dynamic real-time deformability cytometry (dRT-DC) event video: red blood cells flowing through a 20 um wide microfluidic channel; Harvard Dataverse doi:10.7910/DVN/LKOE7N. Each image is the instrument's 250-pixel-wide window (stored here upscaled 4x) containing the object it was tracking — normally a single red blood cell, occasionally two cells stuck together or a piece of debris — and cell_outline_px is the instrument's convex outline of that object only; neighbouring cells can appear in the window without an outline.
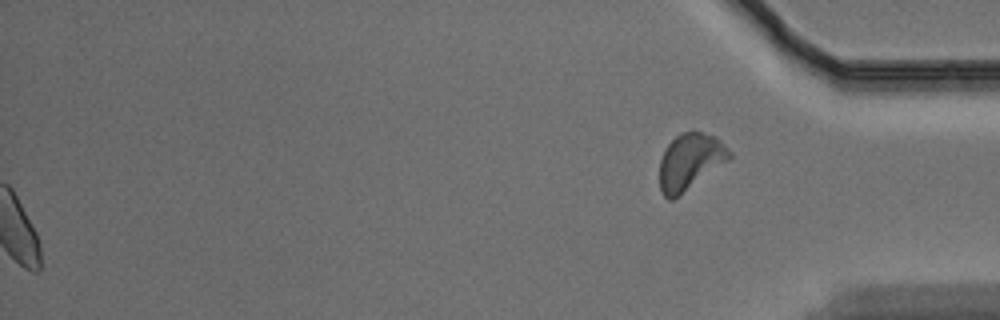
{"species": "Egyptian fruit bat (a non-hibernating species)", "species_latin": "Rousettus aegyptiacus", "temperature_condition": "warm", "stored_images_in_passage": 46, "segment_of_instrument_passage": [2, 2], "camera_frame_rate_fps": 3000, "um_per_image_px": 0.085, "animal": {"sex": "male"}, "frame": {"image": 1, "passage_image": 46, "time_ms": 15.0, "image_size_px": [1000, 320], "cell_outline_px": [[732, 156], [728, 160], [672, 200], [668, 200], [660, 192], [660, 160], [668, 144], [680, 132], [700, 132], [716, 136], [732, 152]], "centroid_in_image_um": [58.65, 13.72], "position_along_channel_um": 376.6, "area_um2": 22.54}}